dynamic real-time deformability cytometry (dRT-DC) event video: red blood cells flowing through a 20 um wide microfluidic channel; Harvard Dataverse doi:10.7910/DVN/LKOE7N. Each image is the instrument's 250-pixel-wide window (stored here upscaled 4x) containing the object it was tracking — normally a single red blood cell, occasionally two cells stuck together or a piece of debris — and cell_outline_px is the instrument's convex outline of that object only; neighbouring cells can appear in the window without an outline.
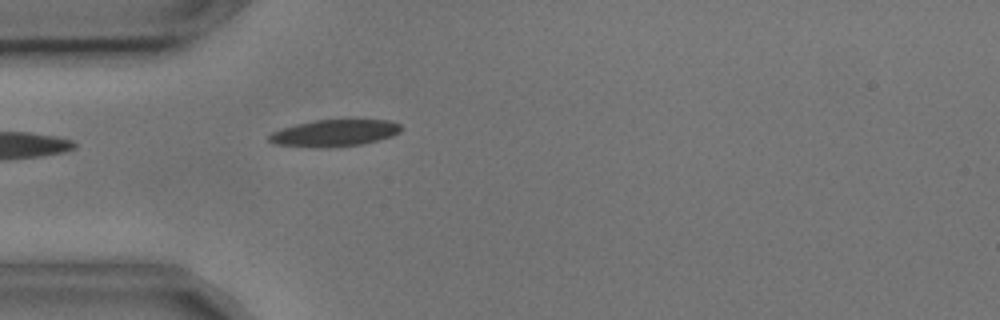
{"species": "common noctule bat (a hibernating species)", "species_latin": "Nyctalus noctula", "temperature_condition": "cold", "stored_images_in_passage": 6, "camera_frame_rate_fps": 3000, "um_per_image_px": 0.085, "animal": {"sex": "male", "body_mass_g": 17.9, "forearm_length_mm": 54.2}, "frame": {"image": 1, "passage_image": 1, "time_ms": 0.0, "image_size_px": [1000, 320], "cell_outline_px": [[400, 132], [392, 136], [364, 144], [332, 148], [312, 148], [272, 144], [268, 140], [268, 136], [272, 132], [296, 124], [316, 120], [388, 120], [400, 124]], "centroid_in_image_um": [28.4, 11.33], "position_along_channel_um": 56.6, "area_um2": 20.81}}